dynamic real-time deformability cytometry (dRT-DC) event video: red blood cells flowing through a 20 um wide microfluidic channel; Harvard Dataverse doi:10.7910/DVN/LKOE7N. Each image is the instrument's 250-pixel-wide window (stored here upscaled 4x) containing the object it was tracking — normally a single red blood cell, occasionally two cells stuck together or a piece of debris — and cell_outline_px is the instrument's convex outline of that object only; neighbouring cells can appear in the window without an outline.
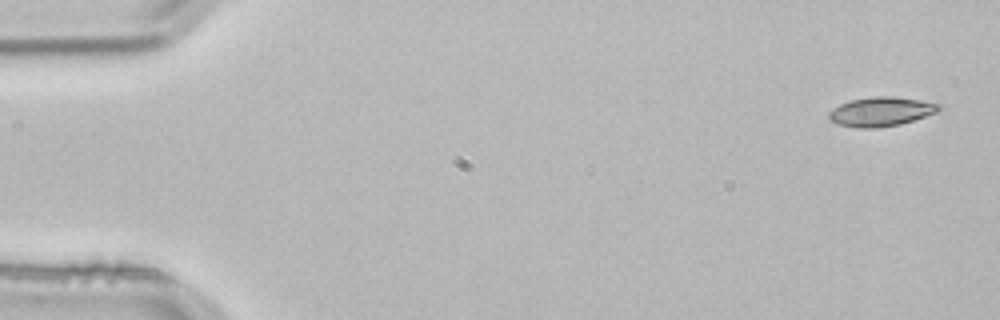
{"species": "common noctule bat (a hibernating species)", "species_latin": "Nyctalus noctula", "temperature_condition": "room temperature", "stored_images_in_passage": 3, "camera_frame_rate_fps": 3000, "um_per_image_px": 0.085, "animal": {"sex": "male", "body_mass_g": 21.5, "forearm_length_mm": 52.0}, "frame": {"image": 1, "passage_image": 1, "time_ms": 0.0, "image_size_px": [1000, 320], "cell_outline_px": [[944, 108], [936, 112], [900, 124], [876, 128], [860, 128], [840, 124], [832, 120], [828, 116], [828, 112], [840, 104], [852, 100], [872, 96], [892, 96], [920, 100], [940, 104]], "centroid_in_image_um": [74.91, 9.47], "position_along_channel_um": 10.1, "area_um2": 18.5}}
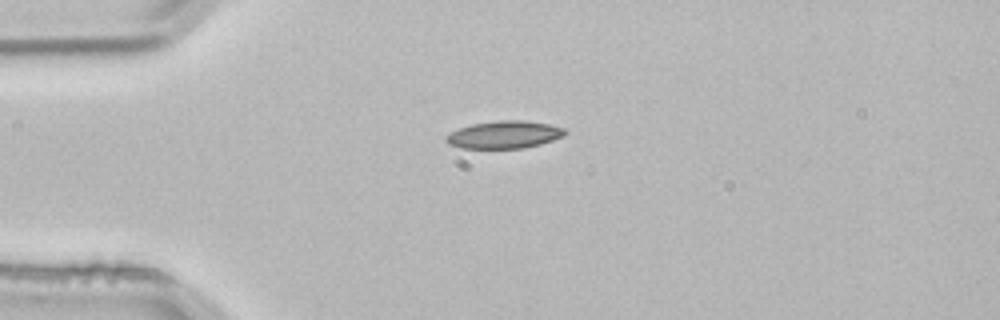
{"frame": {"image": 2, "passage_image": 3, "time_ms": 0.667, "image_size_px": [1000, 320], "cell_outline_px": [[568, 132], [564, 136], [540, 144], [524, 148], [460, 148], [448, 144], [444, 140], [444, 136], [460, 128], [472, 124], [500, 120], [524, 120], [548, 124], [564, 128]], "centroid_in_image_um": [42.85, 11.45], "position_along_channel_um": 42.1, "area_um2": 19.07}}